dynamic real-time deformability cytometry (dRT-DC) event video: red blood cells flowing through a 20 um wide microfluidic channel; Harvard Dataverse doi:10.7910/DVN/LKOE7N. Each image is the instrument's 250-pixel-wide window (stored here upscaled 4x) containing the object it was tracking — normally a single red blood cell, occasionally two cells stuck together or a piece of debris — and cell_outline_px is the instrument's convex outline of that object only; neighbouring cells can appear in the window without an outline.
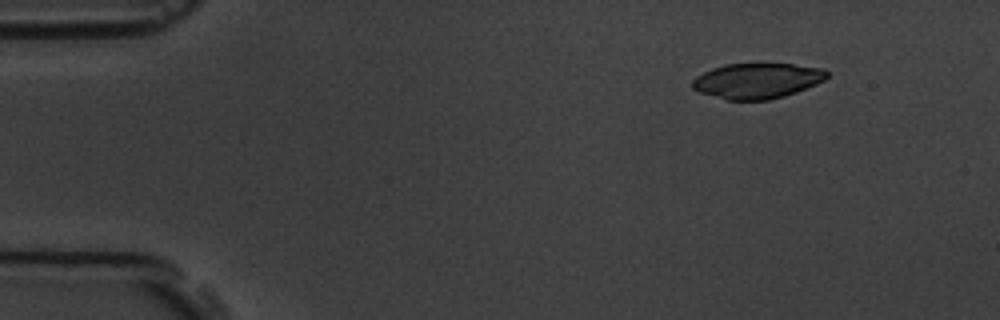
{"species": "common noctule bat (a hibernating species)", "species_latin": "Nyctalus noctula", "temperature_condition": "room temperature", "stored_images_in_passage": 3, "segment_of_instrument_passage": [2, 2], "camera_frame_rate_fps": 3000, "um_per_image_px": 0.085, "animal": {"sex": "male", "body_mass_g": 19.5, "forearm_length_mm": 54.6}, "frame": {"image": 1, "passage_image": 3, "time_ms": 2.333, "image_size_px": [1000, 320], "cell_outline_px": [[828, 76], [824, 80], [816, 84], [796, 92], [784, 96], [768, 100], [728, 100], [700, 92], [692, 88], [692, 80], [696, 76], [712, 68], [724, 64], [792, 64], [824, 68], [828, 72]], "centroid_in_image_um": [64.36, 6.86], "position_along_channel_um": 20.6, "area_um2": 27.69}}